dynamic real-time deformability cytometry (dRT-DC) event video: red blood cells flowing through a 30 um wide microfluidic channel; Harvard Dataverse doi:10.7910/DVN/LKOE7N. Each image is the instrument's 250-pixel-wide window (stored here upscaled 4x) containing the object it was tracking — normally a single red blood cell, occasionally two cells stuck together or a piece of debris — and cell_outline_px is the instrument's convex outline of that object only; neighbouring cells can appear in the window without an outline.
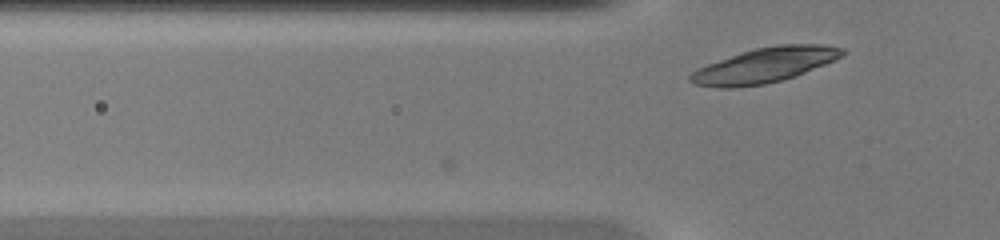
{"species": "common noctule bat (a hibernating species)", "species_latin": "Nyctalus noctula", "temperature_condition": "warm", "stored_images_in_passage": 2, "camera_frame_rate_fps": 3000, "um_per_image_px": 0.085, "animal": {"sex": "female", "body_mass_g": 20.0, "forearm_length_mm": 54.0}, "frame": {"image": 1, "passage_image": 2, "time_ms": 0.333, "image_size_px": [1000, 240], "cell_outline_px": [[844, 56], [796, 76], [764, 84], [736, 88], [716, 88], [692, 84], [688, 80], [688, 76], [696, 68], [740, 52], [756, 48], [780, 44], [824, 44], [844, 48]], "centroid_in_image_um": [64.96, 5.55], "position_along_channel_um": 60.8, "area_um2": 31.15}}